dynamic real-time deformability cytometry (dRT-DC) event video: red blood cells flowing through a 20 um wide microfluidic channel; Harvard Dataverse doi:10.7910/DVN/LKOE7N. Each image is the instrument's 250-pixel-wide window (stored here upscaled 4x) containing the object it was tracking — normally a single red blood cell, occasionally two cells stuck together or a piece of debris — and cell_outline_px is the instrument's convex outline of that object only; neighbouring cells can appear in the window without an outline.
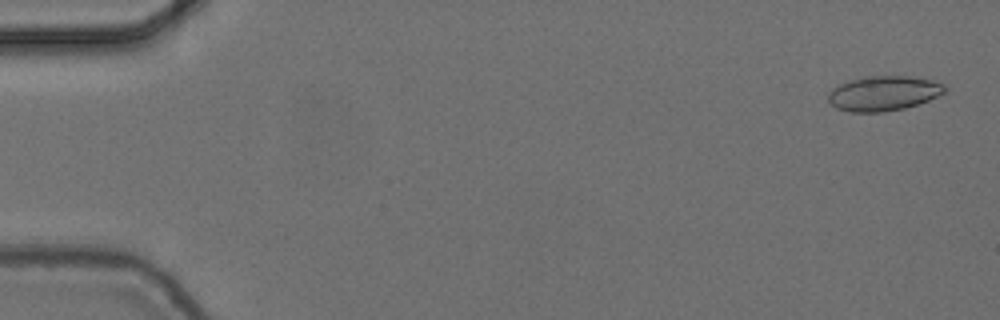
{"species": "common noctule bat (a hibernating species)", "species_latin": "Nyctalus noctula", "temperature_condition": "cold", "stored_images_in_passage": 11, "camera_frame_rate_fps": 3000, "um_per_image_px": 0.085, "animal": {"sex": "female", "body_mass_g": 24.6, "forearm_length_mm": 56.2}, "frame": {"image": 1, "passage_image": 2, "time_ms": 0.333, "image_size_px": [1000, 320], "cell_outline_px": [[948, 88], [944, 92], [928, 100], [904, 108], [884, 112], [852, 112], [836, 108], [828, 100], [828, 92], [832, 88], [840, 84], [864, 76], [908, 76], [932, 80], [944, 84]], "centroid_in_image_um": [75.09, 7.93], "position_along_channel_um": 9.9, "area_um2": 23.52}}